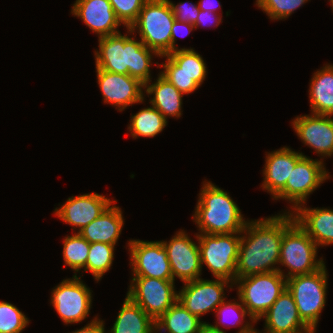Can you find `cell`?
<instances>
[{"mask_svg":"<svg viewBox=\"0 0 333 333\" xmlns=\"http://www.w3.org/2000/svg\"><path fill=\"white\" fill-rule=\"evenodd\" d=\"M294 221L290 210L268 218L248 220L241 232L236 279L273 271L281 273V268L275 265H279L284 231Z\"/></svg>","mask_w":333,"mask_h":333,"instance_id":"cell-1","label":"cell"},{"mask_svg":"<svg viewBox=\"0 0 333 333\" xmlns=\"http://www.w3.org/2000/svg\"><path fill=\"white\" fill-rule=\"evenodd\" d=\"M128 35L121 32L98 38L99 49L95 50V68L108 72L129 75L144 85L152 82V57L161 56L149 49L141 40H136L132 31L127 28ZM130 33V34H129ZM130 36V37H129Z\"/></svg>","mask_w":333,"mask_h":333,"instance_id":"cell-2","label":"cell"},{"mask_svg":"<svg viewBox=\"0 0 333 333\" xmlns=\"http://www.w3.org/2000/svg\"><path fill=\"white\" fill-rule=\"evenodd\" d=\"M203 181L199 199L192 215L198 233L216 235L241 233L246 222L241 210L229 194L210 181Z\"/></svg>","mask_w":333,"mask_h":333,"instance_id":"cell-3","label":"cell"},{"mask_svg":"<svg viewBox=\"0 0 333 333\" xmlns=\"http://www.w3.org/2000/svg\"><path fill=\"white\" fill-rule=\"evenodd\" d=\"M175 17L168 0H148L129 29L160 56L172 52L171 29Z\"/></svg>","mask_w":333,"mask_h":333,"instance_id":"cell-4","label":"cell"},{"mask_svg":"<svg viewBox=\"0 0 333 333\" xmlns=\"http://www.w3.org/2000/svg\"><path fill=\"white\" fill-rule=\"evenodd\" d=\"M325 264L317 271L287 279V289L295 300L299 317L311 329L317 330L325 307L328 285Z\"/></svg>","mask_w":333,"mask_h":333,"instance_id":"cell-5","label":"cell"},{"mask_svg":"<svg viewBox=\"0 0 333 333\" xmlns=\"http://www.w3.org/2000/svg\"><path fill=\"white\" fill-rule=\"evenodd\" d=\"M233 285H236L241 303L257 323L285 291L287 279L279 271H273L238 278Z\"/></svg>","mask_w":333,"mask_h":333,"instance_id":"cell-6","label":"cell"},{"mask_svg":"<svg viewBox=\"0 0 333 333\" xmlns=\"http://www.w3.org/2000/svg\"><path fill=\"white\" fill-rule=\"evenodd\" d=\"M317 244L294 221L283 234L281 242L279 265L287 267L288 273L282 270L281 274L286 278L296 275L313 273L319 270L325 263L323 258H317Z\"/></svg>","mask_w":333,"mask_h":333,"instance_id":"cell-7","label":"cell"},{"mask_svg":"<svg viewBox=\"0 0 333 333\" xmlns=\"http://www.w3.org/2000/svg\"><path fill=\"white\" fill-rule=\"evenodd\" d=\"M240 235L241 233L195 234L198 241L201 267L205 264L215 278H223L234 283Z\"/></svg>","mask_w":333,"mask_h":333,"instance_id":"cell-8","label":"cell"},{"mask_svg":"<svg viewBox=\"0 0 333 333\" xmlns=\"http://www.w3.org/2000/svg\"><path fill=\"white\" fill-rule=\"evenodd\" d=\"M320 159L314 160L303 155L296 162L285 187L273 199H285L291 204L293 203L290 212L305 204L309 195L331 177L326 171L323 158L320 157Z\"/></svg>","mask_w":333,"mask_h":333,"instance_id":"cell-9","label":"cell"},{"mask_svg":"<svg viewBox=\"0 0 333 333\" xmlns=\"http://www.w3.org/2000/svg\"><path fill=\"white\" fill-rule=\"evenodd\" d=\"M126 296L156 321L178 300V291L174 280L132 277Z\"/></svg>","mask_w":333,"mask_h":333,"instance_id":"cell-10","label":"cell"},{"mask_svg":"<svg viewBox=\"0 0 333 333\" xmlns=\"http://www.w3.org/2000/svg\"><path fill=\"white\" fill-rule=\"evenodd\" d=\"M81 277L73 275L72 278L63 279L51 291L50 304L66 325L88 318L92 307V292Z\"/></svg>","mask_w":333,"mask_h":333,"instance_id":"cell-11","label":"cell"},{"mask_svg":"<svg viewBox=\"0 0 333 333\" xmlns=\"http://www.w3.org/2000/svg\"><path fill=\"white\" fill-rule=\"evenodd\" d=\"M230 284V285H228ZM228 285V286H227ZM225 287L232 290L233 283L223 278L205 280L202 278L186 282L178 291V301L193 315L200 317L216 308L225 301Z\"/></svg>","mask_w":333,"mask_h":333,"instance_id":"cell-12","label":"cell"},{"mask_svg":"<svg viewBox=\"0 0 333 333\" xmlns=\"http://www.w3.org/2000/svg\"><path fill=\"white\" fill-rule=\"evenodd\" d=\"M133 277L173 280L170 262L162 241H128Z\"/></svg>","mask_w":333,"mask_h":333,"instance_id":"cell-13","label":"cell"},{"mask_svg":"<svg viewBox=\"0 0 333 333\" xmlns=\"http://www.w3.org/2000/svg\"><path fill=\"white\" fill-rule=\"evenodd\" d=\"M170 262L173 280L178 277L183 283L199 279L202 271L198 243L183 230L167 242L162 240Z\"/></svg>","mask_w":333,"mask_h":333,"instance_id":"cell-14","label":"cell"},{"mask_svg":"<svg viewBox=\"0 0 333 333\" xmlns=\"http://www.w3.org/2000/svg\"><path fill=\"white\" fill-rule=\"evenodd\" d=\"M96 73L104 103L116 106L121 112L134 103L144 102V84L138 79L98 68Z\"/></svg>","mask_w":333,"mask_h":333,"instance_id":"cell-15","label":"cell"},{"mask_svg":"<svg viewBox=\"0 0 333 333\" xmlns=\"http://www.w3.org/2000/svg\"><path fill=\"white\" fill-rule=\"evenodd\" d=\"M291 124L299 139L318 156H333V115H300Z\"/></svg>","mask_w":333,"mask_h":333,"instance_id":"cell-16","label":"cell"},{"mask_svg":"<svg viewBox=\"0 0 333 333\" xmlns=\"http://www.w3.org/2000/svg\"><path fill=\"white\" fill-rule=\"evenodd\" d=\"M116 202L117 200H111L102 194L87 193L68 197L65 204L55 208L54 214L66 224L73 226V230L77 228L78 233Z\"/></svg>","mask_w":333,"mask_h":333,"instance_id":"cell-17","label":"cell"},{"mask_svg":"<svg viewBox=\"0 0 333 333\" xmlns=\"http://www.w3.org/2000/svg\"><path fill=\"white\" fill-rule=\"evenodd\" d=\"M71 14L80 18L99 37L119 33L123 25L109 0H76Z\"/></svg>","mask_w":333,"mask_h":333,"instance_id":"cell-18","label":"cell"},{"mask_svg":"<svg viewBox=\"0 0 333 333\" xmlns=\"http://www.w3.org/2000/svg\"><path fill=\"white\" fill-rule=\"evenodd\" d=\"M264 332L261 333H308L311 329L299 317L292 294L286 288L267 312Z\"/></svg>","mask_w":333,"mask_h":333,"instance_id":"cell-19","label":"cell"},{"mask_svg":"<svg viewBox=\"0 0 333 333\" xmlns=\"http://www.w3.org/2000/svg\"><path fill=\"white\" fill-rule=\"evenodd\" d=\"M303 155L286 146L267 152L261 187L272 195V199L285 187L296 162Z\"/></svg>","mask_w":333,"mask_h":333,"instance_id":"cell-20","label":"cell"},{"mask_svg":"<svg viewBox=\"0 0 333 333\" xmlns=\"http://www.w3.org/2000/svg\"><path fill=\"white\" fill-rule=\"evenodd\" d=\"M291 213L298 225L318 247L333 244V209L306 208L302 204Z\"/></svg>","mask_w":333,"mask_h":333,"instance_id":"cell-21","label":"cell"},{"mask_svg":"<svg viewBox=\"0 0 333 333\" xmlns=\"http://www.w3.org/2000/svg\"><path fill=\"white\" fill-rule=\"evenodd\" d=\"M123 218L121 208L111 204L78 233L89 243H107L116 246L125 222Z\"/></svg>","mask_w":333,"mask_h":333,"instance_id":"cell-22","label":"cell"},{"mask_svg":"<svg viewBox=\"0 0 333 333\" xmlns=\"http://www.w3.org/2000/svg\"><path fill=\"white\" fill-rule=\"evenodd\" d=\"M155 83H146L144 93L153 96L149 103L157 109L166 120L170 117L180 118L182 115V98L184 96L173 84L160 73Z\"/></svg>","mask_w":333,"mask_h":333,"instance_id":"cell-23","label":"cell"},{"mask_svg":"<svg viewBox=\"0 0 333 333\" xmlns=\"http://www.w3.org/2000/svg\"><path fill=\"white\" fill-rule=\"evenodd\" d=\"M162 57L166 58V61L160 65L158 64V68H163L160 73L186 74L193 77L199 86L205 81L207 75L206 63L193 48H180Z\"/></svg>","mask_w":333,"mask_h":333,"instance_id":"cell-24","label":"cell"},{"mask_svg":"<svg viewBox=\"0 0 333 333\" xmlns=\"http://www.w3.org/2000/svg\"><path fill=\"white\" fill-rule=\"evenodd\" d=\"M308 90L311 113L333 115V64L314 72Z\"/></svg>","mask_w":333,"mask_h":333,"instance_id":"cell-25","label":"cell"},{"mask_svg":"<svg viewBox=\"0 0 333 333\" xmlns=\"http://www.w3.org/2000/svg\"><path fill=\"white\" fill-rule=\"evenodd\" d=\"M106 333H155V321L126 296L113 327Z\"/></svg>","mask_w":333,"mask_h":333,"instance_id":"cell-26","label":"cell"},{"mask_svg":"<svg viewBox=\"0 0 333 333\" xmlns=\"http://www.w3.org/2000/svg\"><path fill=\"white\" fill-rule=\"evenodd\" d=\"M203 323L177 300L155 321V333H199Z\"/></svg>","mask_w":333,"mask_h":333,"instance_id":"cell-27","label":"cell"},{"mask_svg":"<svg viewBox=\"0 0 333 333\" xmlns=\"http://www.w3.org/2000/svg\"><path fill=\"white\" fill-rule=\"evenodd\" d=\"M128 130L133 139L138 137H155L167 126L165 117L153 106L142 108L131 115Z\"/></svg>","mask_w":333,"mask_h":333,"instance_id":"cell-28","label":"cell"},{"mask_svg":"<svg viewBox=\"0 0 333 333\" xmlns=\"http://www.w3.org/2000/svg\"><path fill=\"white\" fill-rule=\"evenodd\" d=\"M63 260L64 265L71 268V270L80 272H86V262L90 250V243L84 239L79 233H74V235H67L63 240Z\"/></svg>","mask_w":333,"mask_h":333,"instance_id":"cell-29","label":"cell"},{"mask_svg":"<svg viewBox=\"0 0 333 333\" xmlns=\"http://www.w3.org/2000/svg\"><path fill=\"white\" fill-rule=\"evenodd\" d=\"M115 245L107 243H90V250L86 262V271L91 272L95 281L102 279L111 269L114 259Z\"/></svg>","mask_w":333,"mask_h":333,"instance_id":"cell-30","label":"cell"},{"mask_svg":"<svg viewBox=\"0 0 333 333\" xmlns=\"http://www.w3.org/2000/svg\"><path fill=\"white\" fill-rule=\"evenodd\" d=\"M239 302L236 300L232 301H224L222 302L215 310L216 316H217V321L215 322L216 324L213 325L217 329H221V326L226 328H230V326H235L236 325H242L243 321L247 316L250 318V321H254L250 315L248 314L246 308L244 305L241 303L240 298L238 297ZM236 301V302H235ZM226 318V319H225ZM234 320L231 323L228 321L226 323V320ZM227 324V325H225ZM232 324V325H231ZM230 325V326H229Z\"/></svg>","mask_w":333,"mask_h":333,"instance_id":"cell-31","label":"cell"},{"mask_svg":"<svg viewBox=\"0 0 333 333\" xmlns=\"http://www.w3.org/2000/svg\"><path fill=\"white\" fill-rule=\"evenodd\" d=\"M29 322L15 305L0 301V333H21Z\"/></svg>","mask_w":333,"mask_h":333,"instance_id":"cell-32","label":"cell"},{"mask_svg":"<svg viewBox=\"0 0 333 333\" xmlns=\"http://www.w3.org/2000/svg\"><path fill=\"white\" fill-rule=\"evenodd\" d=\"M309 0H256V6L262 9L271 20L288 18L296 9Z\"/></svg>","mask_w":333,"mask_h":333,"instance_id":"cell-33","label":"cell"},{"mask_svg":"<svg viewBox=\"0 0 333 333\" xmlns=\"http://www.w3.org/2000/svg\"><path fill=\"white\" fill-rule=\"evenodd\" d=\"M117 18L129 28L148 0H109Z\"/></svg>","mask_w":333,"mask_h":333,"instance_id":"cell-34","label":"cell"},{"mask_svg":"<svg viewBox=\"0 0 333 333\" xmlns=\"http://www.w3.org/2000/svg\"><path fill=\"white\" fill-rule=\"evenodd\" d=\"M189 2L190 1L181 2L176 5L171 0H168L175 20L180 22H188L191 24L196 22L200 11L198 3L196 5L192 2Z\"/></svg>","mask_w":333,"mask_h":333,"instance_id":"cell-35","label":"cell"},{"mask_svg":"<svg viewBox=\"0 0 333 333\" xmlns=\"http://www.w3.org/2000/svg\"><path fill=\"white\" fill-rule=\"evenodd\" d=\"M171 84H173L181 93L190 94L197 90L200 86L195 82L193 77L186 74L176 73H160Z\"/></svg>","mask_w":333,"mask_h":333,"instance_id":"cell-36","label":"cell"},{"mask_svg":"<svg viewBox=\"0 0 333 333\" xmlns=\"http://www.w3.org/2000/svg\"><path fill=\"white\" fill-rule=\"evenodd\" d=\"M221 22H223L221 15H218L215 12H211V11L209 12L207 10L206 11L200 10L197 20L193 25L196 29H198L199 26H200V28L205 27V26L209 27L211 24H213L215 27H217V26H219V24Z\"/></svg>","mask_w":333,"mask_h":333,"instance_id":"cell-37","label":"cell"},{"mask_svg":"<svg viewBox=\"0 0 333 333\" xmlns=\"http://www.w3.org/2000/svg\"><path fill=\"white\" fill-rule=\"evenodd\" d=\"M195 27L193 24L188 23V22H180L177 20H174L172 29H171V40H172V52L178 50V46L176 47V38L177 36H184L188 35L192 30H194ZM181 32H184L185 34L183 35Z\"/></svg>","mask_w":333,"mask_h":333,"instance_id":"cell-38","label":"cell"},{"mask_svg":"<svg viewBox=\"0 0 333 333\" xmlns=\"http://www.w3.org/2000/svg\"><path fill=\"white\" fill-rule=\"evenodd\" d=\"M104 321L100 320L97 316H95L90 323L86 324L81 329L72 331L70 333H106Z\"/></svg>","mask_w":333,"mask_h":333,"instance_id":"cell-39","label":"cell"},{"mask_svg":"<svg viewBox=\"0 0 333 333\" xmlns=\"http://www.w3.org/2000/svg\"><path fill=\"white\" fill-rule=\"evenodd\" d=\"M218 5V6H217ZM199 9L203 11L215 12L218 10L217 7H221L219 0H201L198 3Z\"/></svg>","mask_w":333,"mask_h":333,"instance_id":"cell-40","label":"cell"},{"mask_svg":"<svg viewBox=\"0 0 333 333\" xmlns=\"http://www.w3.org/2000/svg\"><path fill=\"white\" fill-rule=\"evenodd\" d=\"M199 333H226L223 329H217L213 325L204 322L199 330Z\"/></svg>","mask_w":333,"mask_h":333,"instance_id":"cell-41","label":"cell"},{"mask_svg":"<svg viewBox=\"0 0 333 333\" xmlns=\"http://www.w3.org/2000/svg\"><path fill=\"white\" fill-rule=\"evenodd\" d=\"M252 323H256L255 321H246L244 325L241 326L237 333H260L257 329L253 328L254 325Z\"/></svg>","mask_w":333,"mask_h":333,"instance_id":"cell-42","label":"cell"},{"mask_svg":"<svg viewBox=\"0 0 333 333\" xmlns=\"http://www.w3.org/2000/svg\"><path fill=\"white\" fill-rule=\"evenodd\" d=\"M329 2L331 3V9H332V11H333V0H329Z\"/></svg>","mask_w":333,"mask_h":333,"instance_id":"cell-43","label":"cell"},{"mask_svg":"<svg viewBox=\"0 0 333 333\" xmlns=\"http://www.w3.org/2000/svg\"><path fill=\"white\" fill-rule=\"evenodd\" d=\"M316 332V330H311L310 332H308V333H315Z\"/></svg>","mask_w":333,"mask_h":333,"instance_id":"cell-44","label":"cell"}]
</instances>
